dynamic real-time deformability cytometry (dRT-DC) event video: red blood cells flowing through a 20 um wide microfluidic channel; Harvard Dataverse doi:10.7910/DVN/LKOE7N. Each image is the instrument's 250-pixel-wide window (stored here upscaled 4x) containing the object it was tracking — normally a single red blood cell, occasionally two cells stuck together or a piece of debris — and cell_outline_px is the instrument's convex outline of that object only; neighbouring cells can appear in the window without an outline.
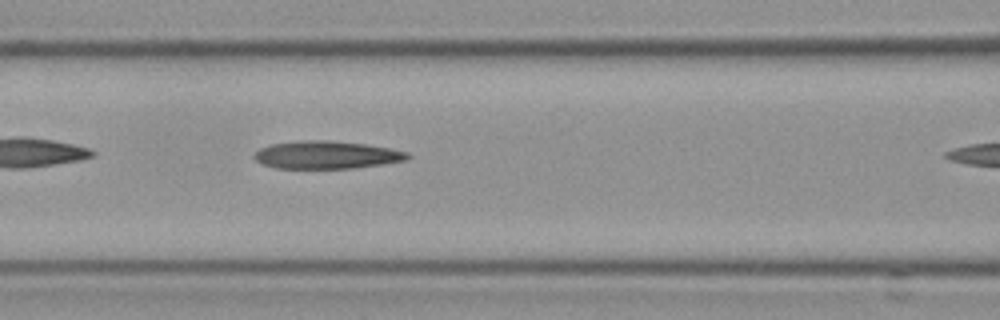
{"species": "Egyptian fruit bat (a non-hibernating species)", "species_latin": "Rousettus aegyptiacus", "temperature_condition": "cold", "stored_images_in_passage": 9, "camera_frame_rate_fps": 3000, "um_per_image_px": 0.085, "frame": {"image": 1, "passage_image": 8, "time_ms": 2.333, "image_size_px": [1000, 320], "cell_outline_px": [[412, 156], [408, 160], [384, 164], [352, 168], [276, 168], [264, 164], [256, 160], [252, 156], [260, 148], [272, 144], [296, 140], [328, 140], [364, 144], [388, 148], [408, 152]], "centroid_in_image_um": [27.77, 13.16], "position_along_channel_um": 138.8, "area_um2": 24.8}}